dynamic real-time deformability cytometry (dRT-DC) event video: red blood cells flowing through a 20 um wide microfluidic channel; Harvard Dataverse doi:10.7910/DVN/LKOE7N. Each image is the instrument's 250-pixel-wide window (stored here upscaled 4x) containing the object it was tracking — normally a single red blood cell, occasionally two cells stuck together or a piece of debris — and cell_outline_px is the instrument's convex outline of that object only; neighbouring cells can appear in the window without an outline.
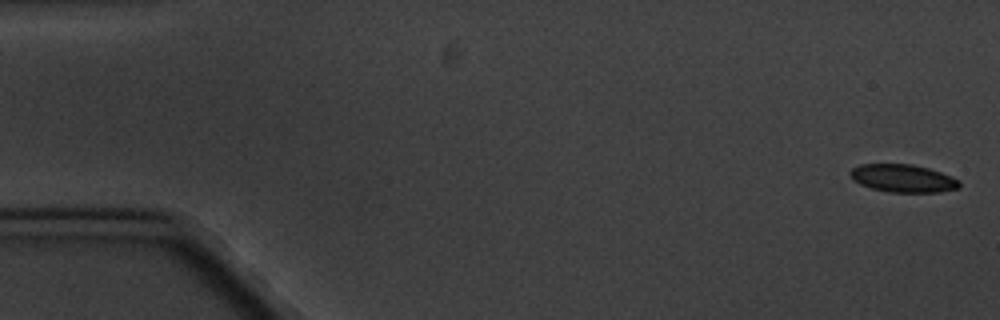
{"species": "common noctule bat (a hibernating species)", "species_latin": "Nyctalus noctula", "temperature_condition": "cold", "stored_images_in_passage": 3, "camera_frame_rate_fps": 3000, "um_per_image_px": 0.085, "animal": {"sex": "male", "body_mass_g": 20.1, "forearm_length_mm": 53.5}, "frame": {"image": 1, "passage_image": 1, "time_ms": 0.0, "image_size_px": [1000, 320], "cell_outline_px": [[960, 188], [940, 192], [888, 192], [872, 188], [860, 184], [852, 180], [848, 172], [852, 168], [860, 164], [912, 164], [928, 168], [940, 172], [960, 180]], "centroid_in_image_um": [76.74, 15.16], "position_along_channel_um": 8.3, "area_um2": 17.8}}